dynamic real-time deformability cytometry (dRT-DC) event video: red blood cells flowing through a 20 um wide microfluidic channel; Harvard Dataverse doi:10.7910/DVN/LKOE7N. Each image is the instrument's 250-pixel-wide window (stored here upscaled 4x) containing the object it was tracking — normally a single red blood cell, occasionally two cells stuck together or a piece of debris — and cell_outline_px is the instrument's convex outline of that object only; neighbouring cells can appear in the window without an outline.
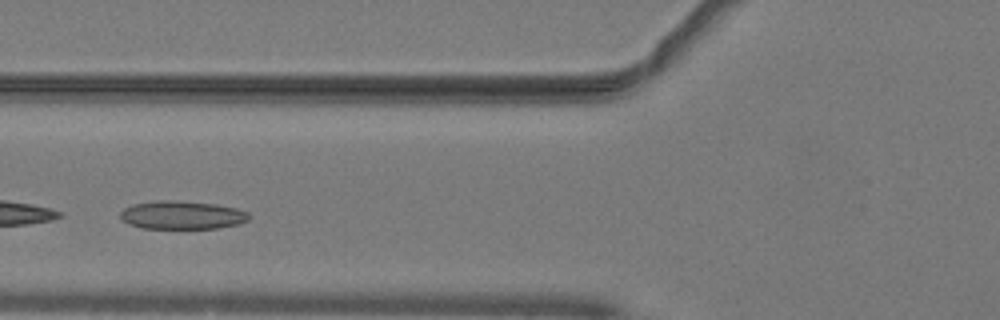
{"species": "common noctule bat (a hibernating species)", "species_latin": "Nyctalus noctula", "temperature_condition": "warm", "stored_images_in_passage": 29, "camera_frame_rate_fps": 3000, "um_per_image_px": 0.085, "animal": {"sex": "male", "body_mass_g": 19.2, "forearm_length_mm": 51.8}, "frame": {"image": 1, "passage_image": 5, "time_ms": 1.333, "image_size_px": [1000, 320], "cell_outline_px": [[248, 220], [240, 224], [220, 228], [140, 228], [120, 220], [120, 212], [124, 208], [132, 204], [156, 200], [168, 200], [216, 204], [236, 208], [248, 212]], "centroid_in_image_um": [15.45, 18.28], "position_along_channel_um": 110.4, "area_um2": 21.27}}
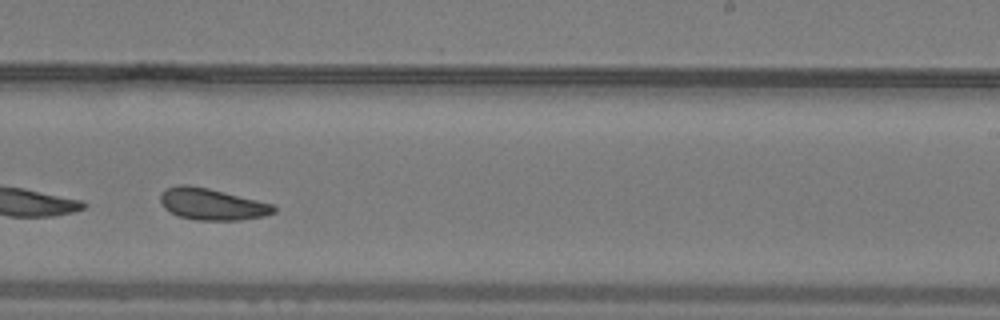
{"frame": {"image": 2, "passage_image": 17, "time_ms": 5.333, "image_size_px": [1000, 320], "cell_outline_px": [[276, 212], [264, 216], [240, 220], [196, 220], [176, 216], [164, 208], [160, 200], [160, 192], [168, 188], [180, 184], [188, 184], [208, 188], [272, 204], [276, 208]], "centroid_in_image_um": [17.98, 17.36], "position_along_channel_um": 271.0, "area_um2": 20.87}, "authors_computed_cell_mechanics": {"area_um2": 20.4034, "velocity_mm_per_s": 4.0229, "shape_relaxation_time_tau1_ms": 10.2276, "shape_relaxation_time_tau2_ms": 2.998, "deformation_change_tau1": 0.1438, "deformation_change_tau2": 0.1018}}